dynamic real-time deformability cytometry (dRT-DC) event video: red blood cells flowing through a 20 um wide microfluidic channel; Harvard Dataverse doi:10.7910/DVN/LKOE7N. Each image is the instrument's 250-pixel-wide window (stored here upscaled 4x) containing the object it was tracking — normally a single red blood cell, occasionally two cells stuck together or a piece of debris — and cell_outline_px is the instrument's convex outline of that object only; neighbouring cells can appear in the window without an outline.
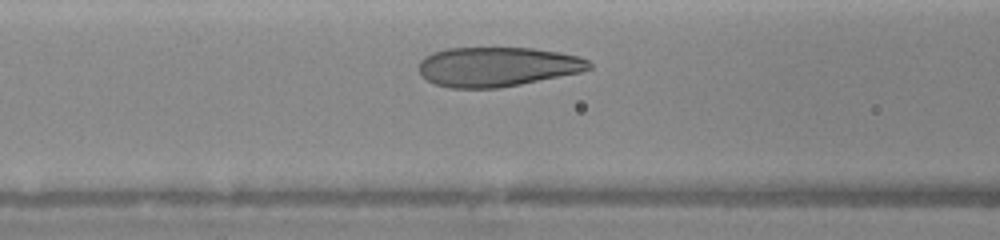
{"species": "human", "species_latin": "Homo sapiens", "temperature_condition": "warm", "stored_images_in_passage": 14, "camera_frame_rate_fps": 3000, "um_per_image_px": 0.085, "donor": {"sex": "female"}, "frame": {"image": 1, "passage_image": 8, "time_ms": 2.0, "image_size_px": [1000, 240], "cell_outline_px": [[592, 68], [580, 72], [520, 84], [496, 88], [448, 88], [436, 84], [420, 76], [420, 60], [424, 56], [432, 52], [444, 48], [532, 48], [580, 56], [588, 60], [592, 64]], "centroid_in_image_um": [42.24, 5.67], "position_along_channel_um": 124.4, "area_um2": 39.19}}
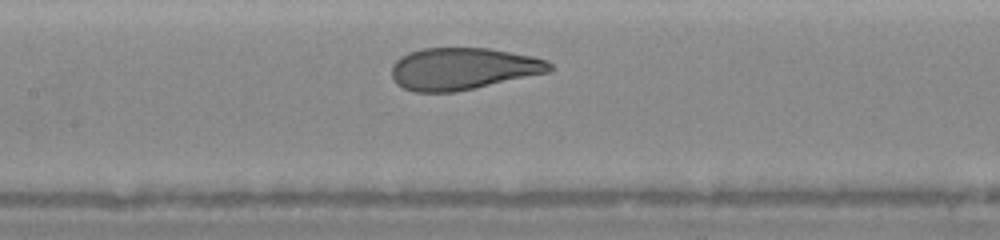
{"frame": {"image": 2, "passage_image": 12, "time_ms": 3.0, "image_size_px": [1000, 240], "cell_outline_px": [[556, 68], [552, 72], [456, 92], [412, 92], [396, 84], [392, 80], [392, 64], [400, 56], [408, 52], [424, 48], [488, 48], [532, 56], [548, 60]], "centroid_in_image_um": [39.37, 5.85], "position_along_channel_um": 168.0, "area_um2": 39.19}}